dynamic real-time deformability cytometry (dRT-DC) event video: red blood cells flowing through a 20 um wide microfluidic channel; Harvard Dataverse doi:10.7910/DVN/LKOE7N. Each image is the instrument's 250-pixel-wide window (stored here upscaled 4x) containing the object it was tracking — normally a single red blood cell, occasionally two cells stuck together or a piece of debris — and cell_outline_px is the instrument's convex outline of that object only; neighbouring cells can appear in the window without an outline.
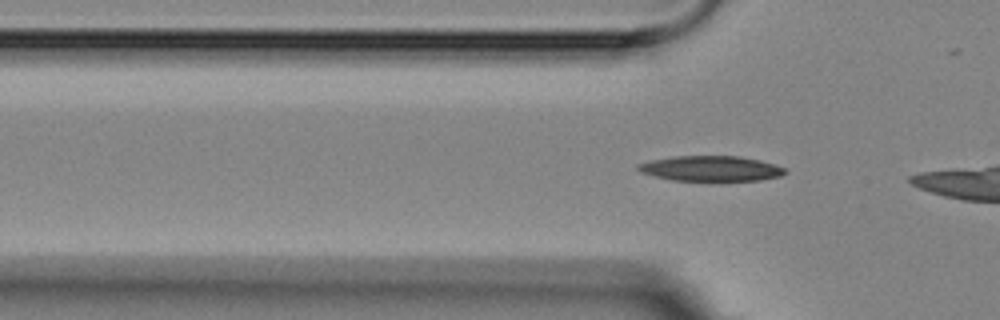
{"species": "Egyptian fruit bat (a non-hibernating species)", "species_latin": "Rousettus aegyptiacus", "temperature_condition": "room temperature", "stored_images_in_passage": 6, "segment_of_instrument_passage": [2, 2], "camera_frame_rate_fps": 3000, "um_per_image_px": 0.085, "animal": {"sex": "female"}, "frame": {"image": 1, "passage_image": 6, "time_ms": 5.667, "image_size_px": [1000, 320], "cell_outline_px": [[788, 172], [780, 176], [760, 180], [720, 184], [672, 180], [640, 172], [636, 168], [636, 164], [652, 160], [672, 156], [736, 156], [760, 160], [776, 164], [784, 168]], "centroid_in_image_um": [60.45, 14.37], "position_along_channel_um": 65.3, "area_um2": 22.77}}